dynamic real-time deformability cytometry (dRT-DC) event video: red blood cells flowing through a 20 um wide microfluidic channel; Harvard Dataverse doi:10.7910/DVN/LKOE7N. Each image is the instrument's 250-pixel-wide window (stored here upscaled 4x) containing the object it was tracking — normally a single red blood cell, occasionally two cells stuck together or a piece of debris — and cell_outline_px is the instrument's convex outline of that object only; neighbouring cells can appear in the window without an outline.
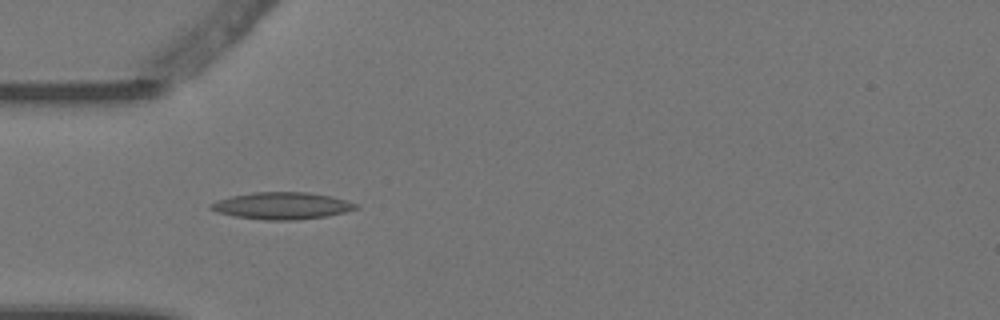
{"species": "Egyptian fruit bat (a non-hibernating species)", "species_latin": "Rousettus aegyptiacus", "temperature_condition": "warm", "stored_images_in_passage": 5, "camera_frame_rate_fps": 3000, "um_per_image_px": 0.085, "animal": {"sex": "female"}, "frame": {"image": 1, "passage_image": 5, "time_ms": 1.333, "image_size_px": [1000, 320], "cell_outline_px": [[360, 208], [344, 212], [324, 216], [296, 220], [264, 220], [236, 216], [220, 212], [208, 208], [208, 204], [232, 196], [252, 192], [308, 192], [332, 196], [356, 204]], "centroid_in_image_um": [23.97, 17.48], "position_along_channel_um": 61.0, "area_um2": 22.54}}